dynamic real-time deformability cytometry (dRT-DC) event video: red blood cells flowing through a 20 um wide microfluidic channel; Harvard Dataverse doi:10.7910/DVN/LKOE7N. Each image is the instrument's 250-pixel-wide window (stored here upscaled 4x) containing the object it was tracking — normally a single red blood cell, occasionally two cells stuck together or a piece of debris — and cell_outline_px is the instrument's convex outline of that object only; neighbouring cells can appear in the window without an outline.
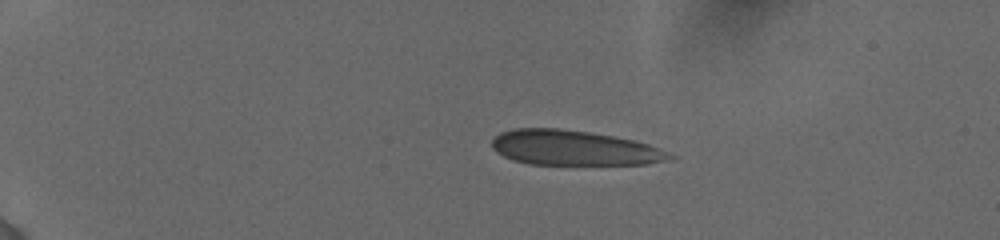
{"species": "human", "species_latin": "Homo sapiens", "temperature_condition": "cold", "stored_images_in_passage": 20, "camera_frame_rate_fps": 3000, "um_per_image_px": 0.085, "donor": {"sex": "female"}, "frame": {"image": 1, "passage_image": 1, "time_ms": 0.0, "image_size_px": [1000, 240], "cell_outline_px": [[676, 160], [648, 164], [528, 164], [512, 160], [504, 156], [492, 148], [492, 140], [500, 132], [516, 128], [560, 128], [588, 132], [636, 140], [648, 144], [676, 156]], "centroid_in_image_um": [48.81, 12.57], "position_along_channel_um": 36.2, "area_um2": 36.3}}
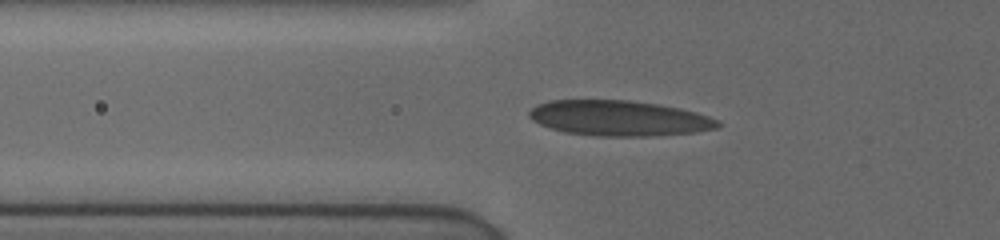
{"frame": {"image": 2, "passage_image": 14, "time_ms": 3.0, "image_size_px": [1000, 240], "cell_outline_px": [[720, 124], [716, 128], [692, 132], [644, 136], [596, 136], [564, 132], [548, 128], [532, 120], [528, 116], [528, 112], [536, 104], [548, 100], [628, 100], [656, 104], [680, 108], [696, 112], [720, 120]], "centroid_in_image_um": [52.56, 10.04], "position_along_channel_um": 73.2, "area_um2": 38.84}}
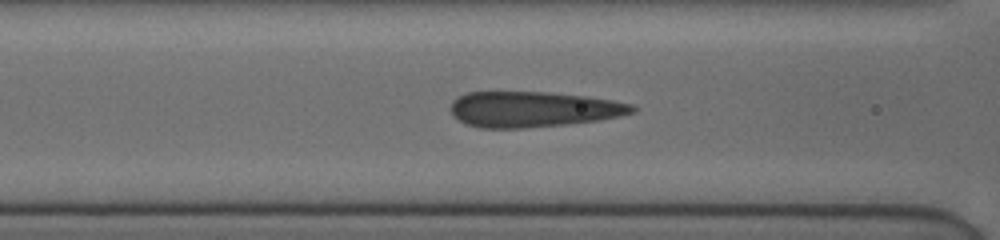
{"frame": {"image": 3, "passage_image": 19, "time_ms": 4.333, "image_size_px": [1000, 240], "cell_outline_px": [[636, 112], [600, 120], [564, 124], [524, 128], [480, 128], [464, 124], [452, 116], [452, 100], [456, 96], [468, 92], [548, 92], [584, 96], [612, 100], [632, 104], [636, 108]], "centroid_in_image_um": [45.28, 9.29], "position_along_channel_um": 121.3, "area_um2": 37.74}}